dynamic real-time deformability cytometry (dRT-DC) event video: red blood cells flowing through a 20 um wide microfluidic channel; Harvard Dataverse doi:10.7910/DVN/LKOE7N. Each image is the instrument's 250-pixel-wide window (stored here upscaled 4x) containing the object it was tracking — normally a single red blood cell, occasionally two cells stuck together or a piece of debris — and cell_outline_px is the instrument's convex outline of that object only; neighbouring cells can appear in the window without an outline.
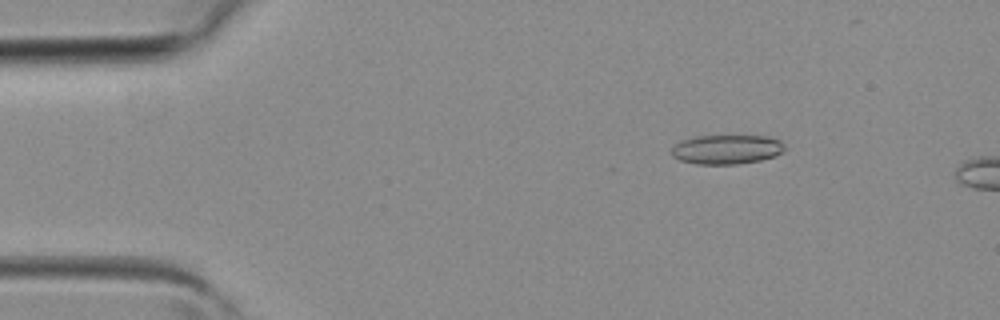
{"species": "common noctule bat (a hibernating species)", "species_latin": "Nyctalus noctula", "temperature_condition": "room temperature", "stored_images_in_passage": 2, "camera_frame_rate_fps": 3000, "um_per_image_px": 0.085, "animal": {"sex": "female", "body_mass_g": 19.3, "forearm_length_mm": 54.1}, "frame": {"image": 1, "passage_image": 1, "time_ms": 0.0, "image_size_px": [1000, 320], "cell_outline_px": [[784, 152], [776, 156], [760, 160], [736, 164], [696, 164], [680, 160], [672, 156], [672, 148], [680, 140], [696, 136], [768, 136], [780, 140], [784, 144]], "centroid_in_image_um": [61.78, 12.7], "position_along_channel_um": 23.2, "area_um2": 19.42}}